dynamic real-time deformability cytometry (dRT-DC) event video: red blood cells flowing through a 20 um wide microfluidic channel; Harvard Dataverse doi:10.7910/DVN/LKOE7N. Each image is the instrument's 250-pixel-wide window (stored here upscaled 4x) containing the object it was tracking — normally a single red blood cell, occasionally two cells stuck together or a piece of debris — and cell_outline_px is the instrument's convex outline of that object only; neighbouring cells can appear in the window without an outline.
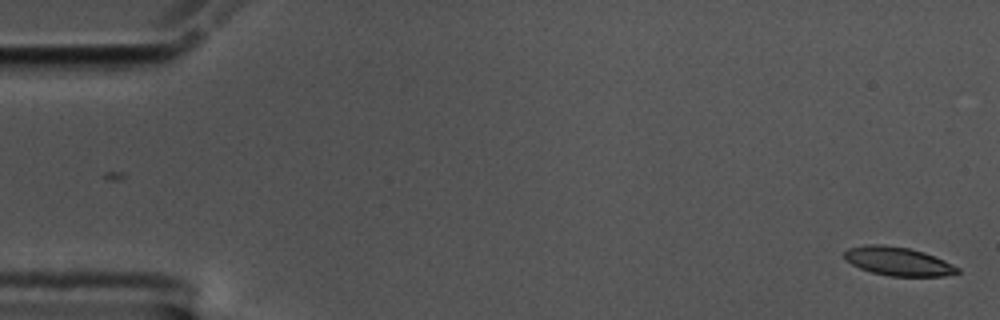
{"species": "common noctule bat (a hibernating species)", "species_latin": "Nyctalus noctula", "temperature_condition": "cold", "stored_images_in_passage": 56, "camera_frame_rate_fps": 3000, "um_per_image_px": 0.085, "animal": {"sex": "male", "body_mass_g": 17.5, "forearm_length_mm": 52.3}, "frame": {"image": 1, "passage_image": 1, "time_ms": 0.0, "image_size_px": [1000, 320], "cell_outline_px": [[960, 272], [944, 276], [888, 276], [872, 272], [860, 268], [844, 260], [844, 252], [848, 248], [864, 244], [880, 244], [908, 248], [924, 252], [944, 260], [960, 268]], "centroid_in_image_um": [76.31, 22.21], "position_along_channel_um": 8.7, "area_um2": 18.9}}
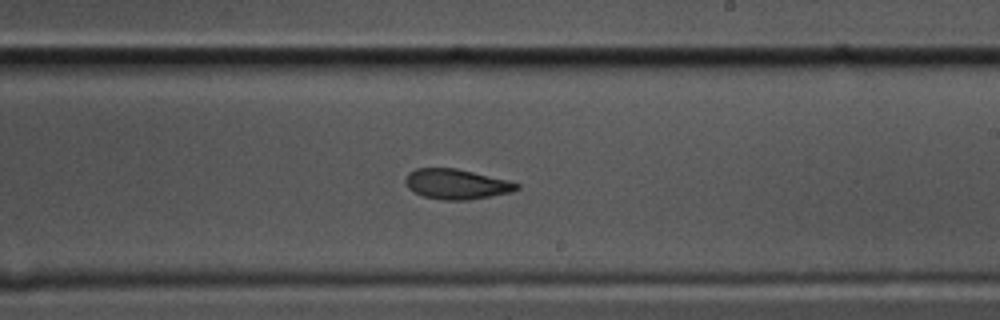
{"frame": {"image": 2, "passage_image": 33, "time_ms": 10.667, "image_size_px": [1000, 320], "cell_outline_px": [[520, 188], [512, 192], [468, 200], [444, 200], [424, 196], [412, 192], [408, 188], [404, 180], [408, 172], [416, 168], [456, 168], [520, 184]], "centroid_in_image_um": [38.74, 15.65], "position_along_channel_um": 250.3, "area_um2": 19.36}}
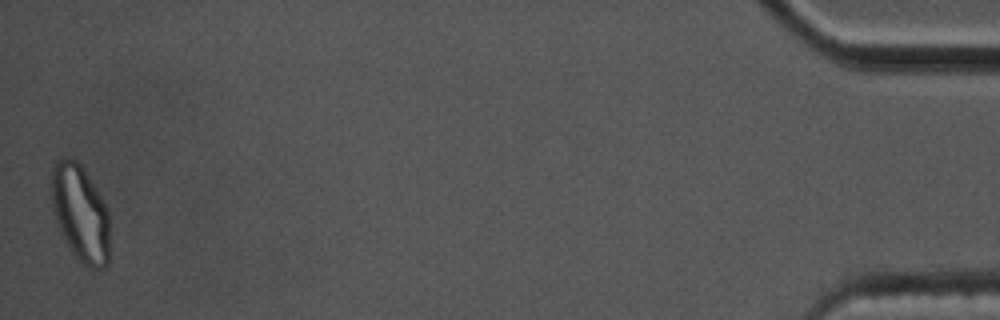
{"frame": {"image": 3, "passage_image": 56, "time_ms": 18.333, "image_size_px": [1000, 320], "cell_outline_px": [[108, 264], [104, 268], [92, 268], [84, 264], [72, 252], [64, 240], [60, 232], [52, 208], [52, 164], [56, 160], [64, 156], [76, 160], [80, 164], [104, 204], [108, 212]], "centroid_in_image_um": [6.79, 18.12], "position_along_channel_um": 428.4, "area_um2": 32.31}, "authors_computed_cell_mechanics": {"area_um2": 19.9988, "velocity_mm_per_s": 3.5425, "shape_relaxation_time_tau1_ms": 4.8579, "shape_relaxation_time_tau2_ms": 2.2871, "deformation_change_tau1": 0.17, "deformation_change_tau2": 0.0788}}